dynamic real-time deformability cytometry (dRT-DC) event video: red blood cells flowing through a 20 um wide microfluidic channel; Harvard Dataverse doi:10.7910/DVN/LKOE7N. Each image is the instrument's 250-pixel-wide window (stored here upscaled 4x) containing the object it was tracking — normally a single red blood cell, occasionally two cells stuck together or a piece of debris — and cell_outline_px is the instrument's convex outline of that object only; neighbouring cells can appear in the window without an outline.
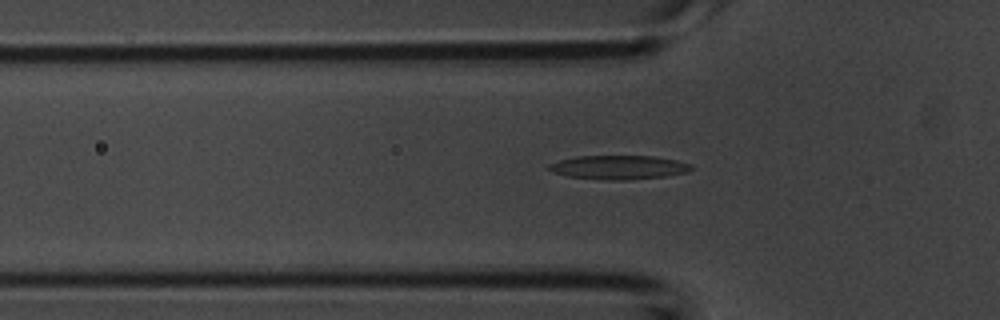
{"species": "common noctule bat (a hibernating species)", "species_latin": "Nyctalus noctula", "temperature_condition": "room temperature", "stored_images_in_passage": 38, "camera_frame_rate_fps": 3000, "um_per_image_px": 0.085, "animal": {"sex": "male", "body_mass_g": 20.1, "forearm_length_mm": 53.5}, "frame": {"image": 1, "passage_image": 8, "time_ms": 2.333, "image_size_px": [1000, 320], "cell_outline_px": [[692, 168], [688, 172], [664, 176], [628, 180], [608, 180], [568, 176], [556, 172], [548, 168], [548, 164], [560, 160], [576, 156], [656, 156], [676, 160], [692, 164]], "centroid_in_image_um": [52.63, 14.21], "position_along_channel_um": 73.2, "area_um2": 19.71}}
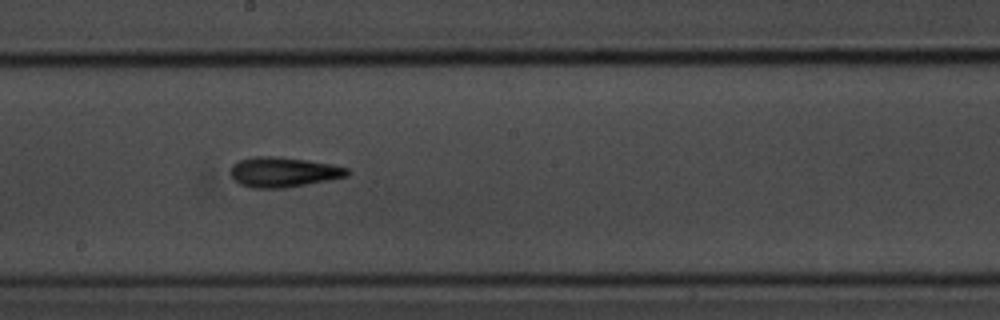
{"frame": {"image": 2, "passage_image": 20, "time_ms": 6.333, "image_size_px": [1000, 320], "cell_outline_px": [[352, 172], [348, 176], [288, 188], [252, 188], [240, 184], [232, 176], [232, 164], [240, 160], [256, 156], [276, 156], [332, 164], [348, 168]], "centroid_in_image_um": [24.12, 14.63], "position_along_channel_um": 224.1, "area_um2": 20.35}}
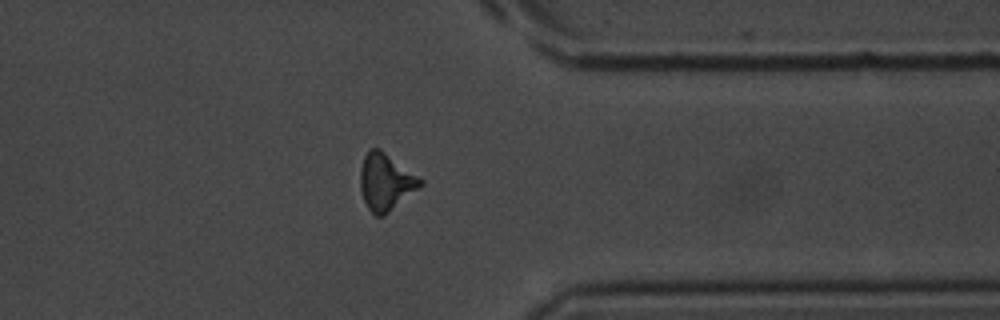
{"frame": {"image": 3, "passage_image": 33, "time_ms": 10.667, "image_size_px": [1000, 320], "cell_outline_px": [[424, 184], [384, 216], [376, 216], [368, 208], [364, 200], [360, 188], [360, 168], [364, 156], [368, 148], [380, 148], [424, 180]], "centroid_in_image_um": [32.78, 15.44], "position_along_channel_um": 378.6, "area_um2": 20.0}}